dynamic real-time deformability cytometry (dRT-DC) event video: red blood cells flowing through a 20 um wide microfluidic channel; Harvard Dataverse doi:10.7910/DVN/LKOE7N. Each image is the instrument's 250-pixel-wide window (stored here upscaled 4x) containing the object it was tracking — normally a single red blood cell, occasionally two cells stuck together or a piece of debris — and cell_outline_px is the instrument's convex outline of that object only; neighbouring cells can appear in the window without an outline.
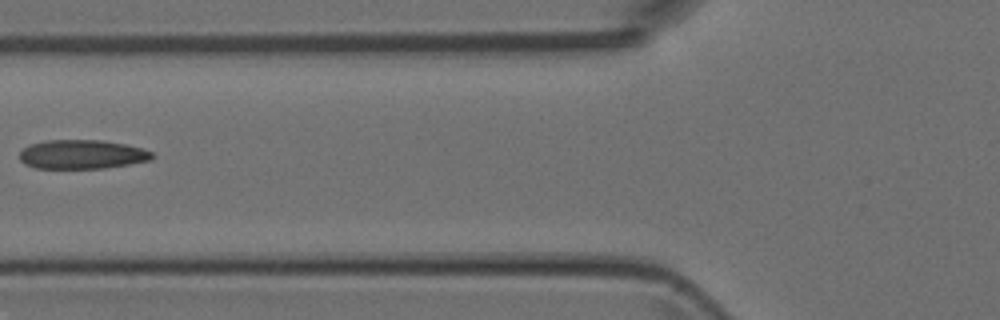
{"species": "Egyptian fruit bat (a non-hibernating species)", "species_latin": "Rousettus aegyptiacus", "temperature_condition": "room temperature", "stored_images_in_passage": 2, "camera_frame_rate_fps": 3000, "um_per_image_px": 0.085, "animal": {"sex": "female"}, "frame": {"image": 1, "passage_image": 2, "time_ms": 1.0, "image_size_px": [1000, 320], "cell_outline_px": [[156, 156], [148, 160], [128, 164], [104, 168], [36, 168], [24, 164], [20, 160], [20, 152], [28, 144], [44, 140], [104, 140], [124, 144], [140, 148], [152, 152]], "centroid_in_image_um": [6.93, 13.11], "position_along_channel_um": 118.9, "area_um2": 22.43}}